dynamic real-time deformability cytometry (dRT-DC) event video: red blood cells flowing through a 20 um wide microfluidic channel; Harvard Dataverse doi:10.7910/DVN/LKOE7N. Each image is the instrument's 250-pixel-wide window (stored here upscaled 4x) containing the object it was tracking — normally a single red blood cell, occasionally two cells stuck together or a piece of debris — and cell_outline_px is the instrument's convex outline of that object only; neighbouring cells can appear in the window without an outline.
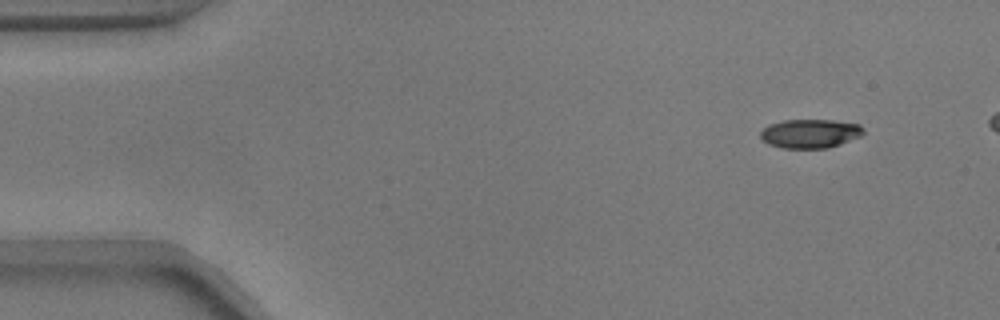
{"species": "common noctule bat (a hibernating species)", "species_latin": "Nyctalus noctula", "temperature_condition": "warm", "stored_images_in_passage": 46, "camera_frame_rate_fps": 3000, "um_per_image_px": 0.085, "animal": {"sex": "male", "body_mass_g": 17.9}, "frame": {"image": 1, "passage_image": 1, "time_ms": 0.0, "image_size_px": [1000, 320], "cell_outline_px": [[864, 132], [860, 136], [840, 144], [828, 148], [784, 148], [768, 144], [760, 136], [760, 132], [768, 124], [784, 120], [832, 120], [860, 124], [864, 128]], "centroid_in_image_um": [68.86, 11.35], "position_along_channel_um": 16.1, "area_um2": 17.34}}
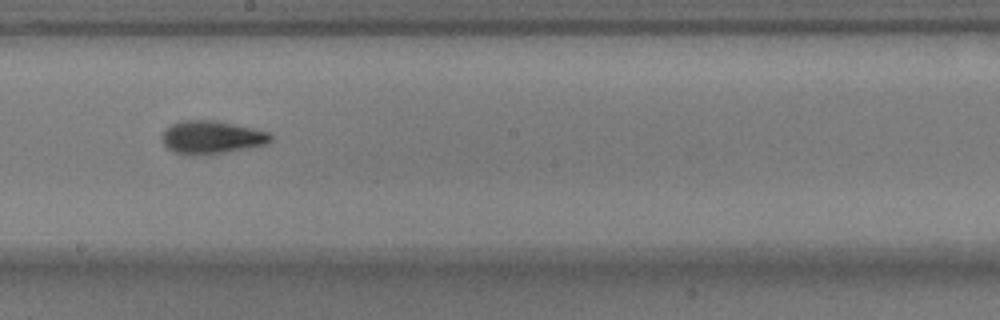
{"frame": {"image": 2, "passage_image": 26, "time_ms": 8.333, "image_size_px": [1000, 320], "cell_outline_px": [[272, 140], [268, 144], [248, 148], [224, 152], [192, 156], [188, 156], [176, 152], [168, 148], [164, 144], [160, 136], [164, 128], [180, 120], [216, 120], [252, 128], [268, 132], [272, 136]], "centroid_in_image_um": [17.95, 11.66], "position_along_channel_um": 230.2, "area_um2": 21.1}}
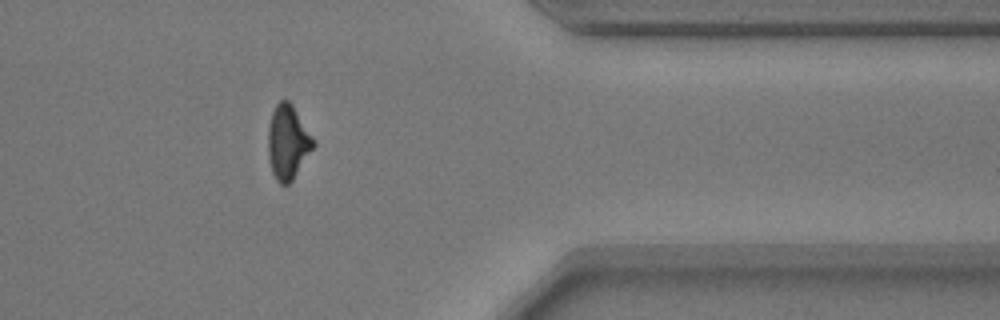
{"frame": {"image": 3, "passage_image": 40, "time_ms": 13.0, "image_size_px": [1000, 320], "cell_outline_px": [[316, 144], [292, 180], [288, 184], [280, 184], [276, 180], [272, 172], [268, 156], [268, 128], [272, 112], [276, 104], [280, 100], [288, 100], [292, 104], [316, 140]], "centroid_in_image_um": [24.47, 12.07], "position_along_channel_um": 386.9, "area_um2": 19.65}, "authors_computed_cell_mechanics": {"area_um2": 19.5075, "velocity_mm_per_s": 3.7439, "shape_relaxation_time_tau1_ms": 3.022, "shape_relaxation_time_tau2_ms": 2.0274, "deformation_change_tau1": 0.1582, "deformation_change_tau2": 0.0905}}